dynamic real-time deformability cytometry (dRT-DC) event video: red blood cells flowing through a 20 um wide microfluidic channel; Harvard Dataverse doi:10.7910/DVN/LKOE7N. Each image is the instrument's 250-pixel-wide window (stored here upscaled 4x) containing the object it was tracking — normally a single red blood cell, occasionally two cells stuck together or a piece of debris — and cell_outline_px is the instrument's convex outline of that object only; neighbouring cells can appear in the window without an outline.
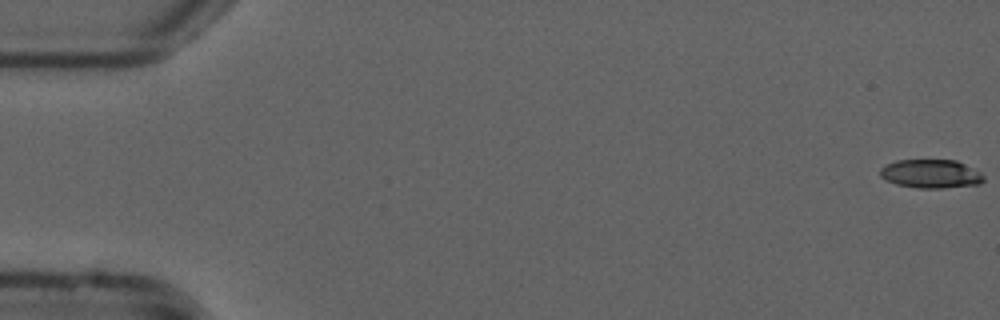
{"species": "common noctule bat (a hibernating species)", "species_latin": "Nyctalus noctula", "temperature_condition": "cold", "stored_images_in_passage": 55, "camera_frame_rate_fps": 3000, "um_per_image_px": 0.085, "animal": {"sex": "male", "forearm_length_mm": 52.5}, "frame": {"image": 1, "passage_image": 1, "time_ms": 0.0, "image_size_px": [1000, 320], "cell_outline_px": [[984, 180], [980, 184], [944, 188], [916, 188], [896, 184], [880, 176], [880, 168], [896, 160], [956, 160], [980, 172], [984, 176]], "centroid_in_image_um": [79.13, 14.78], "position_along_channel_um": 5.9, "area_um2": 17.22}}
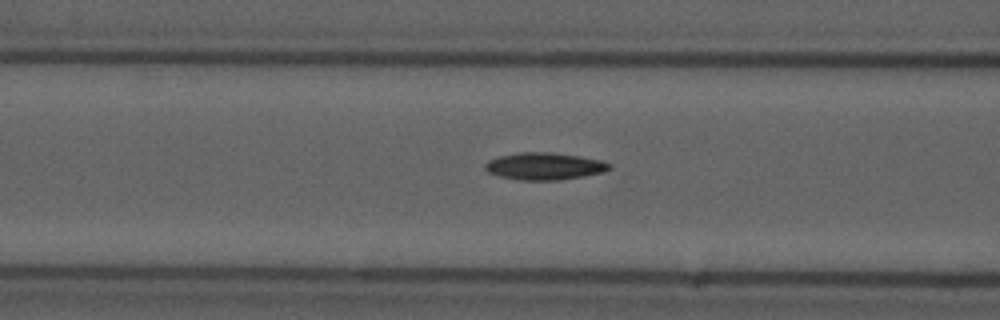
{"frame": {"image": 2, "passage_image": 22, "time_ms": 7.0, "image_size_px": [1000, 320], "cell_outline_px": [[612, 168], [604, 172], [584, 176], [560, 180], [516, 180], [500, 176], [488, 172], [484, 168], [484, 164], [488, 160], [500, 156], [520, 152], [552, 152], [600, 160], [612, 164]], "centroid_in_image_um": [46.27, 14.13], "position_along_channel_um": 120.3, "area_um2": 19.71}}
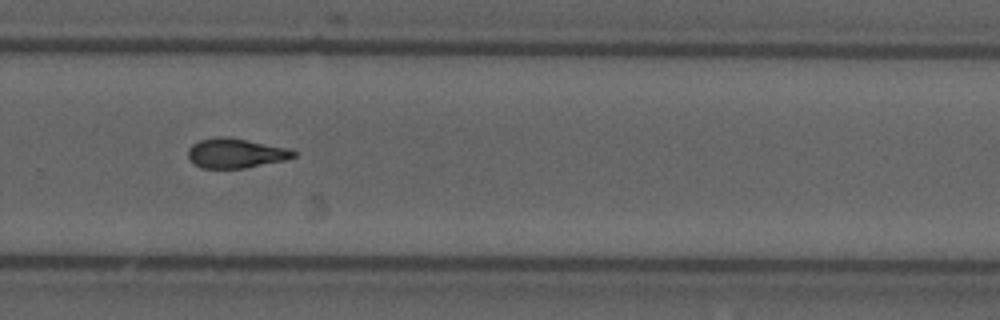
{"frame": {"image": 3, "passage_image": 37, "time_ms": 12.0, "image_size_px": [1000, 320], "cell_outline_px": [[296, 156], [284, 160], [244, 168], [200, 168], [192, 164], [188, 156], [188, 148], [192, 144], [200, 140], [216, 136], [228, 136], [288, 148], [296, 152]], "centroid_in_image_um": [19.98, 13.01], "position_along_channel_um": 309.8, "area_um2": 18.32}}